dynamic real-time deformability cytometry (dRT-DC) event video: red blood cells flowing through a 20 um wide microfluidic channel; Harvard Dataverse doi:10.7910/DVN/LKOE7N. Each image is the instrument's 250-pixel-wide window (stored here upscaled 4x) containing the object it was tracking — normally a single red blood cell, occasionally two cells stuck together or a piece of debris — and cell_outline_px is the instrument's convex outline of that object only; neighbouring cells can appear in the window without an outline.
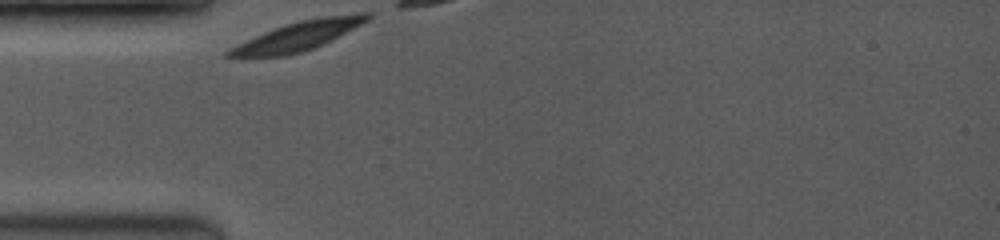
{"species": "common noctule bat (a hibernating species)", "species_latin": "Nyctalus noctula", "temperature_condition": "room temperature", "stored_images_in_passage": 4, "camera_frame_rate_fps": 3500, "um_per_image_px": 0.085, "animal": {"sex": "female", "body_mass_g": 19.0, "forearm_length_mm": 53.3}, "frame": {"image": 1, "passage_image": 1, "time_ms": 0.0, "image_size_px": [1000, 240], "cell_outline_px": [[372, 16], [368, 20], [332, 40], [324, 44], [288, 56], [244, 60], [224, 56], [224, 52], [264, 32], [284, 24], [300, 20], [320, 16], [360, 12], [372, 12]], "centroid_in_image_um": [25.29, 3.09], "position_along_channel_um": 59.7, "area_um2": 24.16}}